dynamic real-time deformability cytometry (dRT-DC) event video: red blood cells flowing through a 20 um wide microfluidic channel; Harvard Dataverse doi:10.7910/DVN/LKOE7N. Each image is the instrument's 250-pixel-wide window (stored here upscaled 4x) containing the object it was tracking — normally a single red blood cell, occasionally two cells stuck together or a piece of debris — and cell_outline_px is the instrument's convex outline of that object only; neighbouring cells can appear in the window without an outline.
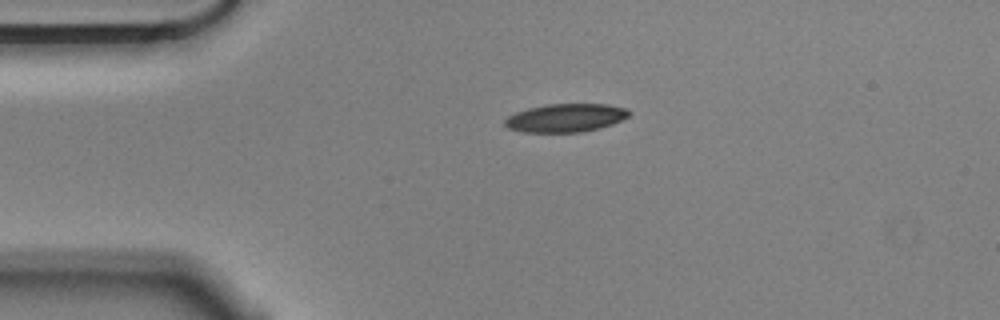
{"species": "Egyptian fruit bat (a non-hibernating species)", "species_latin": "Rousettus aegyptiacus", "temperature_condition": "cold", "stored_images_in_passage": 45, "camera_frame_rate_fps": 3000, "um_per_image_px": 0.085, "animal": {"sex": "male"}, "frame": {"image": 1, "passage_image": 1, "time_ms": 0.0, "image_size_px": [1000, 320], "cell_outline_px": [[632, 112], [628, 116], [612, 124], [600, 128], [580, 132], [524, 132], [508, 128], [504, 124], [504, 120], [508, 116], [516, 112], [528, 108], [548, 104], [608, 104], [628, 108]], "centroid_in_image_um": [48.1, 10.01], "position_along_channel_um": 36.9, "area_um2": 20.52}}
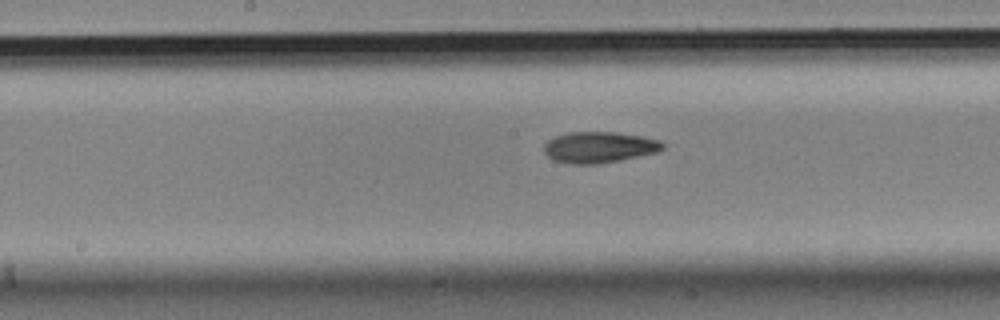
{"frame": {"image": 2, "passage_image": 17, "time_ms": 5.333, "image_size_px": [1000, 320], "cell_outline_px": [[664, 148], [656, 152], [620, 160], [596, 164], [572, 164], [552, 160], [544, 152], [544, 144], [548, 140], [556, 136], [568, 132], [616, 132], [640, 136], [660, 140], [664, 144]], "centroid_in_image_um": [50.9, 12.51], "position_along_channel_um": 197.3, "area_um2": 21.44}}
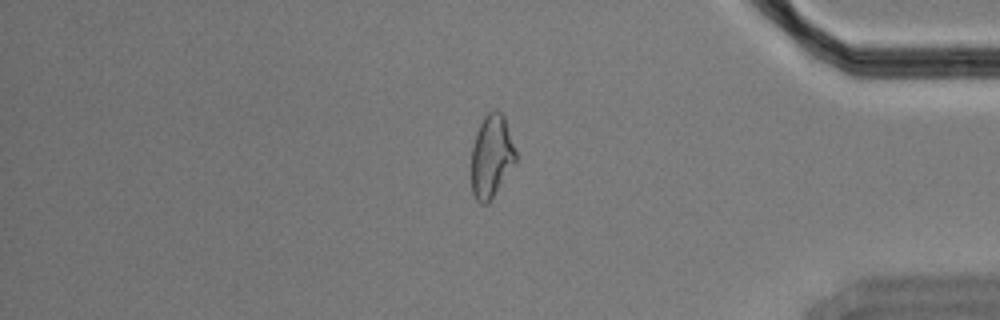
{"frame": {"image": 3, "passage_image": 36, "time_ms": 11.667, "image_size_px": [1000, 320], "cell_outline_px": [[516, 160], [488, 204], [480, 204], [476, 200], [472, 192], [472, 148], [476, 132], [484, 116], [492, 108], [496, 108], [504, 116], [516, 152]], "centroid_in_image_um": [41.76, 13.26], "position_along_channel_um": 393.4, "area_um2": 21.21}, "authors_computed_cell_mechanics": {"area_um2": 21.6172, "velocity_mm_per_s": 3.5423, "shape_relaxation_time_tau1_ms": 5.8111, "shape_relaxation_time_tau2_ms": 7.1182, "deformation_change_tau1": 0.1654, "deformation_change_tau2": 0.1486}}